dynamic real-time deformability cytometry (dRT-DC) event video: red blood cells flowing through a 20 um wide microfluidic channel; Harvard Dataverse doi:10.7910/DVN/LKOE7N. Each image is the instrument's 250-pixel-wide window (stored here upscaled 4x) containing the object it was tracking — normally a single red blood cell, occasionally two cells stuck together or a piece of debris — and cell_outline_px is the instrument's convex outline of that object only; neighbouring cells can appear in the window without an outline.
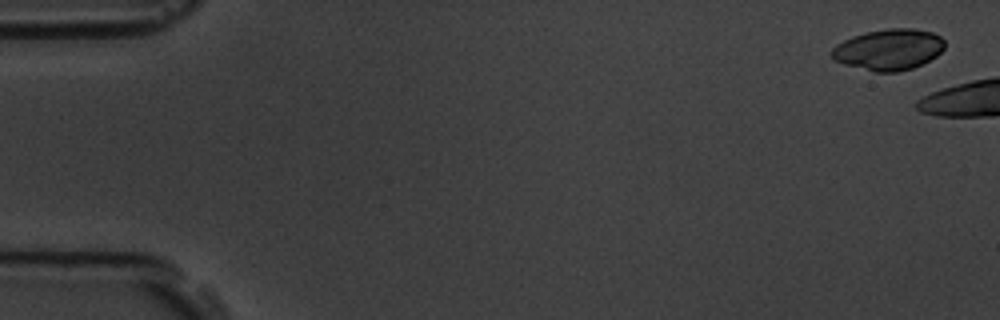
{"species": "common noctule bat (a hibernating species)", "species_latin": "Nyctalus noctula", "temperature_condition": "room temperature", "stored_images_in_passage": 4, "camera_frame_rate_fps": 3000, "um_per_image_px": 0.085, "animal": {"sex": "male", "body_mass_g": 19.5, "forearm_length_mm": 54.6}, "frame": {"image": 1, "passage_image": 1, "time_ms": 0.0, "image_size_px": [1000, 320], "cell_outline_px": [[944, 48], [936, 56], [912, 68], [896, 72], [876, 72], [844, 64], [836, 60], [832, 56], [832, 48], [836, 44], [852, 36], [864, 32], [888, 28], [916, 28], [932, 32], [940, 36], [944, 40]], "centroid_in_image_um": [75.54, 4.19], "position_along_channel_um": 9.5, "area_um2": 26.93}}